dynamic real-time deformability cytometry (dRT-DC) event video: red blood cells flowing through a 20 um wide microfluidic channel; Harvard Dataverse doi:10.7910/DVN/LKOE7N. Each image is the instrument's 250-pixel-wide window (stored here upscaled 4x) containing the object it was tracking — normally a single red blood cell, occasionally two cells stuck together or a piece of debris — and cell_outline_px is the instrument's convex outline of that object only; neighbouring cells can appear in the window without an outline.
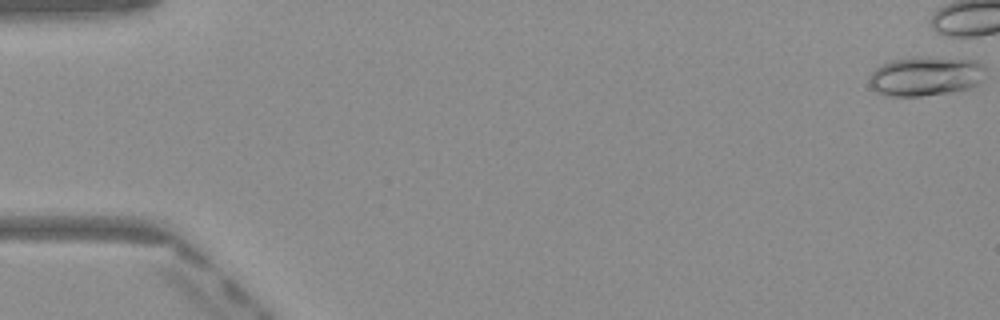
{"species": "Egyptian fruit bat (a non-hibernating species)", "species_latin": "Rousettus aegyptiacus", "temperature_condition": "warm", "stored_images_in_passage": 3, "camera_frame_rate_fps": 3000, "um_per_image_px": 0.085, "frame": {"image": 1, "passage_image": 1, "time_ms": 0.0, "image_size_px": [1000, 320], "cell_outline_px": [[984, 68], [980, 80], [976, 84], [968, 88], [948, 92], [920, 96], [888, 96], [876, 92], [872, 88], [868, 80], [872, 72], [880, 64], [892, 60], [912, 56], [976, 60]], "centroid_in_image_um": [78.59, 6.46], "position_along_channel_um": 6.4, "area_um2": 26.47}}